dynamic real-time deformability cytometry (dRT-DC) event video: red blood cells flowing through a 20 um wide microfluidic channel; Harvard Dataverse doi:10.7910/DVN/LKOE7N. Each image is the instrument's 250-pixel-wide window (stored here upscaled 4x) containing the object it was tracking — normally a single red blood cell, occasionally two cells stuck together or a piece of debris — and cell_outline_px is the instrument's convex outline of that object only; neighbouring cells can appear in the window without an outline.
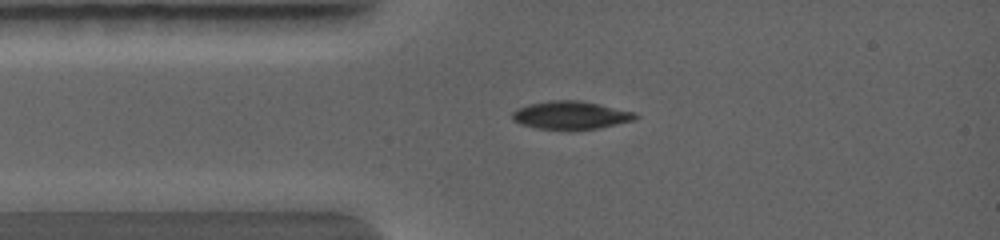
{"species": "common noctule bat (a hibernating species)", "species_latin": "Nyctalus noctula", "temperature_condition": "warm", "stored_images_in_passage": 55, "camera_frame_rate_fps": 5000, "um_per_image_px": 0.085, "animal": {"sex": "female", "body_mass_g": 19.0, "forearm_length_mm": 56.7}, "frame": {"image": 1, "passage_image": 13, "time_ms": 1.8, "image_size_px": [1000, 240], "cell_outline_px": [[640, 116], [632, 120], [592, 128], [544, 128], [524, 124], [516, 120], [512, 116], [512, 112], [516, 108], [528, 104], [548, 100], [584, 100], [636, 112]], "centroid_in_image_um": [48.54, 9.73], "position_along_channel_um": 36.5, "area_um2": 19.48}}
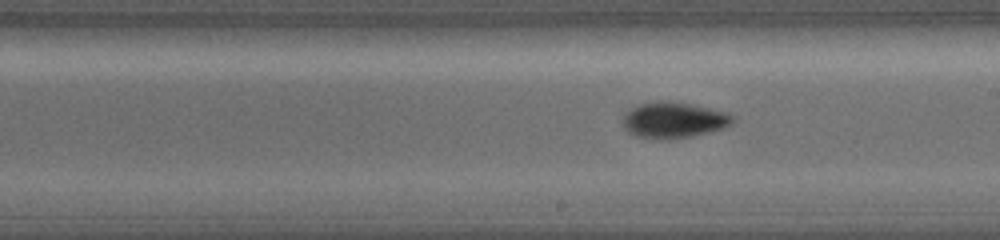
{"frame": {"image": 2, "passage_image": 32, "time_ms": 5.4, "image_size_px": [1000, 240], "cell_outline_px": [[732, 120], [728, 124], [716, 128], [688, 136], [648, 136], [632, 132], [624, 124], [624, 116], [636, 104], [656, 100], [672, 100], [692, 104], [708, 108], [732, 116]], "centroid_in_image_um": [57.21, 10.1], "position_along_channel_um": 231.8, "area_um2": 21.1}}
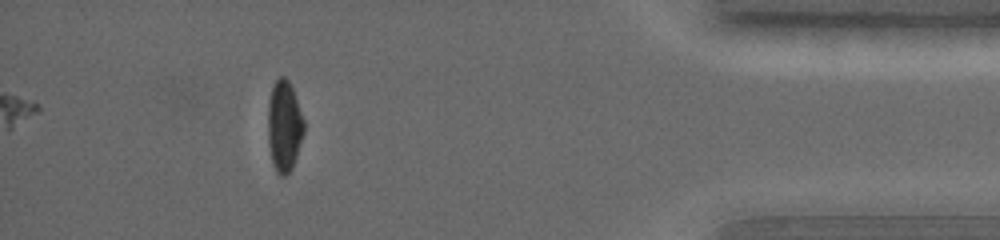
{"frame": {"image": 3, "passage_image": 55, "time_ms": 9.4, "image_size_px": [1000, 240], "cell_outline_px": [[304, 128], [292, 164], [288, 172], [280, 172], [276, 168], [272, 160], [268, 124], [268, 108], [272, 88], [276, 80], [280, 76], [284, 76], [288, 80], [292, 88], [304, 124]], "centroid_in_image_um": [24.14, 10.59], "position_along_channel_um": 411.1, "area_um2": 17.63}}